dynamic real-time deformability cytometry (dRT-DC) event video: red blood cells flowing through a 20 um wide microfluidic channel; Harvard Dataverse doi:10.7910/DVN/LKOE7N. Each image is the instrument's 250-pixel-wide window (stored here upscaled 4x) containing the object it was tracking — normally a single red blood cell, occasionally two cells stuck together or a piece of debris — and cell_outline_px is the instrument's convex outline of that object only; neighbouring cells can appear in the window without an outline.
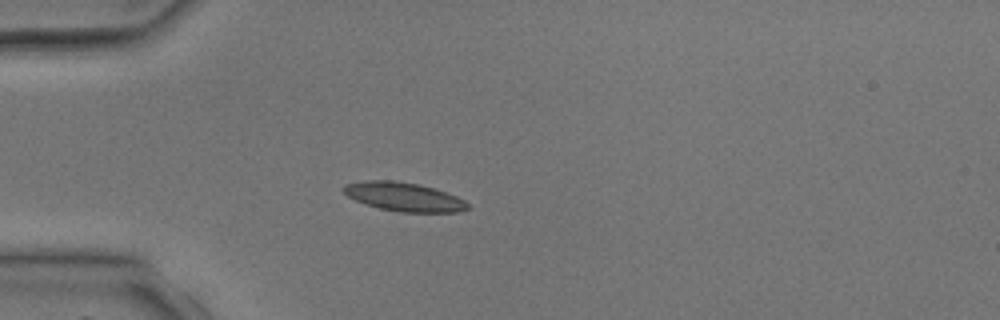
{"species": "common noctule bat (a hibernating species)", "species_latin": "Nyctalus noctula", "temperature_condition": "room temperature", "stored_images_in_passage": 3, "camera_frame_rate_fps": 3000, "um_per_image_px": 0.085, "animal": {"sex": "male", "body_mass_g": 17.9, "forearm_length_mm": 54.2}, "frame": {"image": 1, "passage_image": 3, "time_ms": 3.667, "image_size_px": [1000, 320], "cell_outline_px": [[468, 208], [456, 212], [400, 212], [380, 208], [356, 200], [348, 196], [344, 192], [344, 184], [364, 180], [392, 180], [416, 184], [432, 188], [456, 196], [464, 200], [468, 204]], "centroid_in_image_um": [34.31, 16.72], "position_along_channel_um": 50.7, "area_um2": 20.4}}